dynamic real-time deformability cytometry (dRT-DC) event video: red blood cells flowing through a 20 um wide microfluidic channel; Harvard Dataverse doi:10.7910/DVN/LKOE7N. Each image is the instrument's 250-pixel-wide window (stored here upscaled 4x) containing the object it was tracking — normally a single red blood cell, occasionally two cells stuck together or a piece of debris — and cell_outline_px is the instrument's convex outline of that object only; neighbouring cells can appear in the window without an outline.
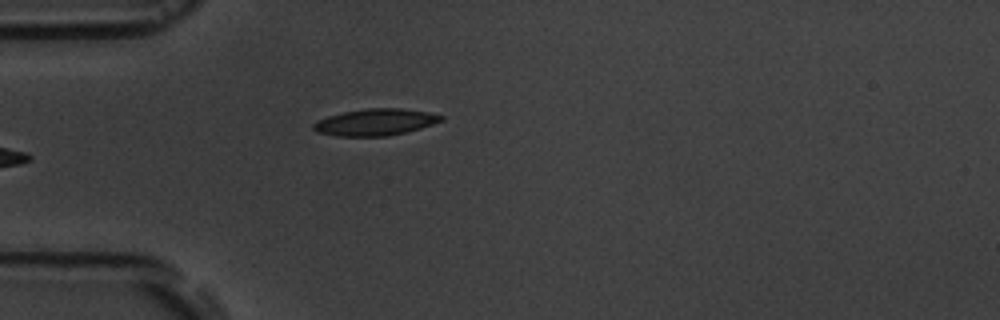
{"species": "common noctule bat (a hibernating species)", "species_latin": "Nyctalus noctula", "temperature_condition": "room temperature", "stored_images_in_passage": 6, "camera_frame_rate_fps": 3000, "um_per_image_px": 0.085, "animal": {"sex": "male", "body_mass_g": 19.5, "forearm_length_mm": 54.6}, "frame": {"image": 1, "passage_image": 6, "time_ms": 5.667, "image_size_px": [1000, 320], "cell_outline_px": [[444, 120], [420, 128], [388, 136], [336, 136], [316, 132], [312, 128], [312, 124], [316, 120], [328, 116], [344, 112], [368, 108], [400, 108], [428, 112], [444, 116]], "centroid_in_image_um": [31.87, 10.38], "position_along_channel_um": 53.1, "area_um2": 19.83}}